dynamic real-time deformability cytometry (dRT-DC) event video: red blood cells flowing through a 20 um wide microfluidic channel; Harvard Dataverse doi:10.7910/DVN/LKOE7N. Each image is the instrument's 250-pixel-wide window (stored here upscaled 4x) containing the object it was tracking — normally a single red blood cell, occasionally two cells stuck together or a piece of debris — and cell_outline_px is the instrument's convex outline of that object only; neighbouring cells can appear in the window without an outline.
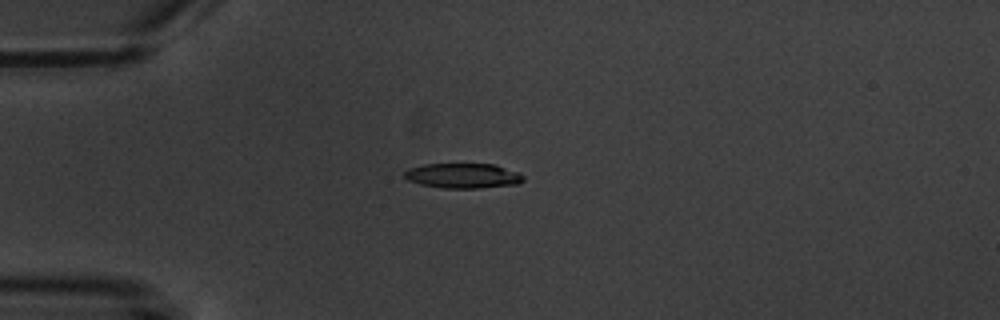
{"species": "common noctule bat (a hibernating species)", "species_latin": "Nyctalus noctula", "temperature_condition": "warm", "stored_images_in_passage": 4, "camera_frame_rate_fps": 3000, "um_per_image_px": 0.085, "animal": {"sex": "male", "body_mass_g": 20.1, "forearm_length_mm": 53.5}, "frame": {"image": 1, "passage_image": 1, "time_ms": 0.0, "image_size_px": [1000, 320], "cell_outline_px": [[524, 180], [520, 184], [480, 188], [444, 188], [420, 184], [408, 180], [404, 176], [404, 172], [408, 168], [424, 164], [496, 164], [516, 172], [524, 176]], "centroid_in_image_um": [39.36, 14.94], "position_along_channel_um": 45.6, "area_um2": 17.34}}
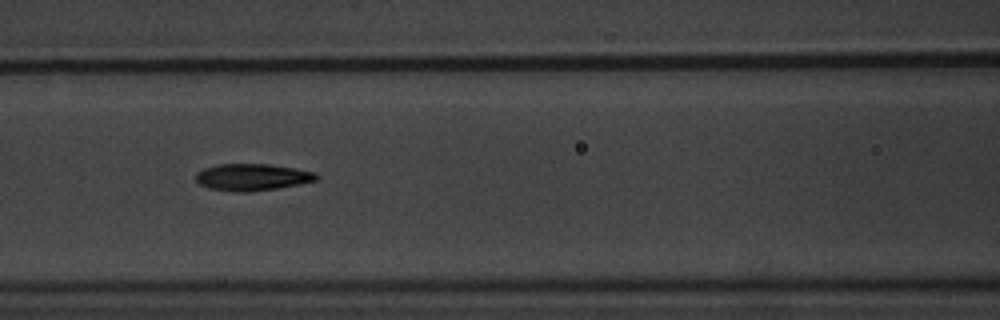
{"frame": {"image": 2, "passage_image": 4, "time_ms": 3.333, "image_size_px": [1000, 320], "cell_outline_px": [[320, 176], [316, 180], [300, 184], [280, 188], [248, 192], [236, 192], [208, 188], [200, 184], [196, 180], [196, 172], [204, 168], [216, 164], [268, 164], [316, 172]], "centroid_in_image_um": [21.43, 15.06], "position_along_channel_um": 145.2, "area_um2": 18.96}}